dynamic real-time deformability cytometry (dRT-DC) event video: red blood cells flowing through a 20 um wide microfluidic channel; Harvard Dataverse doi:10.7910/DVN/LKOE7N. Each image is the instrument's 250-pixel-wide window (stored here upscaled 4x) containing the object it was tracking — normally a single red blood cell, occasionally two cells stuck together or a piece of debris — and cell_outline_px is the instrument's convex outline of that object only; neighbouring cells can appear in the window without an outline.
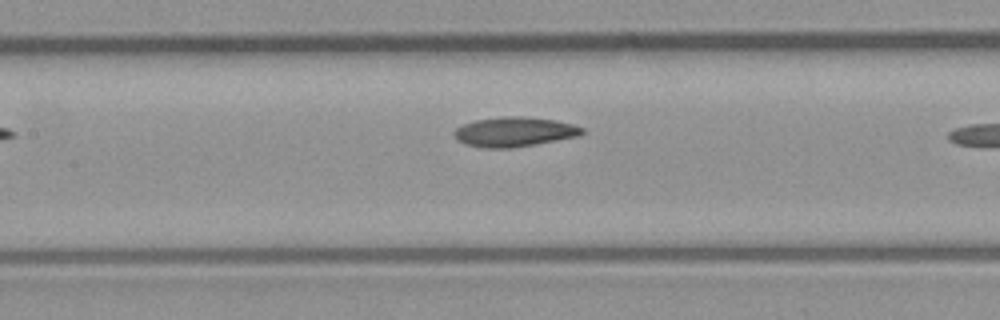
{"species": "common noctule bat (a hibernating species)", "species_latin": "Nyctalus noctula", "temperature_condition": "room temperature", "stored_images_in_passage": 9, "camera_frame_rate_fps": 3000, "um_per_image_px": 0.085, "animal": {"sex": "male", "body_mass_g": 23.1, "forearm_length_mm": 52.7}, "frame": {"image": 1, "passage_image": 8, "time_ms": 9.0, "image_size_px": [1000, 320], "cell_outline_px": [[584, 132], [576, 136], [512, 148], [484, 148], [464, 144], [456, 140], [452, 132], [456, 128], [464, 124], [476, 120], [504, 116], [524, 116], [556, 120], [572, 124], [584, 128]], "centroid_in_image_um": [43.66, 11.2], "position_along_channel_um": 163.7, "area_um2": 22.02}}